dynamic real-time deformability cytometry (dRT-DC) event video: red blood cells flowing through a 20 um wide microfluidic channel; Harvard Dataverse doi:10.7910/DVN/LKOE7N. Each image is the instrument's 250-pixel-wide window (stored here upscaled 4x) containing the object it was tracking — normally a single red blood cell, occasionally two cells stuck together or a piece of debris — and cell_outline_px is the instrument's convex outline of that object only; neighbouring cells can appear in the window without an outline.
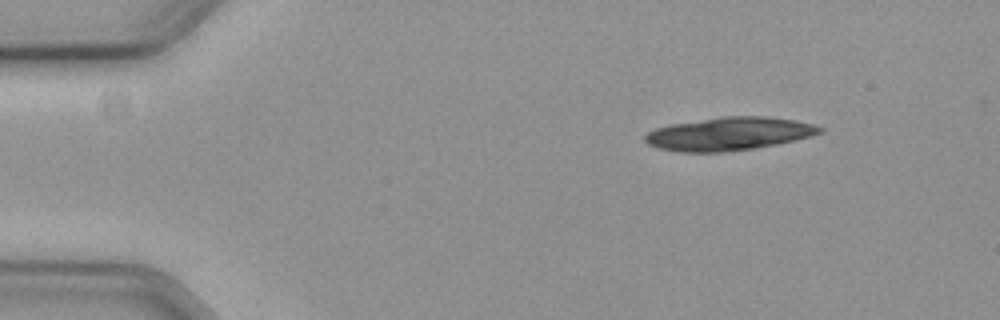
{"species": "common noctule bat (a hibernating species)", "species_latin": "Nyctalus noctula", "temperature_condition": "cold", "stored_images_in_passage": 18, "camera_frame_rate_fps": 3000, "um_per_image_px": 0.085, "animal": {"sex": "female", "body_mass_g": 19.3, "forearm_length_mm": 54.1}, "frame": {"image": 1, "passage_image": 1, "time_ms": 0.0, "image_size_px": [1000, 320], "cell_outline_px": [[824, 132], [776, 144], [752, 148], [724, 152], [680, 152], [656, 148], [648, 144], [644, 140], [644, 136], [648, 132], [656, 128], [672, 124], [724, 116], [768, 116], [792, 120], [812, 124], [824, 128]], "centroid_in_image_um": [61.92, 11.37], "position_along_channel_um": 23.1, "area_um2": 33.47}}